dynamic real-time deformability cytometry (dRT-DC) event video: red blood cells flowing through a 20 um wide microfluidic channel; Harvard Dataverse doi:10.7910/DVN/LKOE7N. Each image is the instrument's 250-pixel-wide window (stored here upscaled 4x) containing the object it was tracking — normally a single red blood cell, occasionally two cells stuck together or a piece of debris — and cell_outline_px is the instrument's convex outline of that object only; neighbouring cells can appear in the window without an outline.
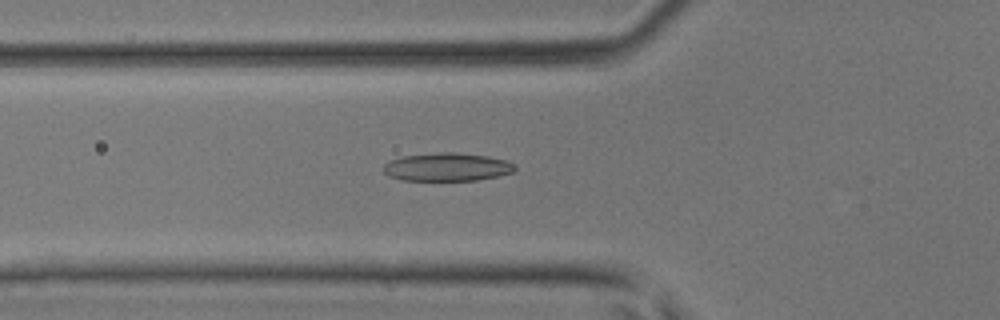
{"species": "common noctule bat (a hibernating species)", "species_latin": "Nyctalus noctula", "temperature_condition": "room temperature", "stored_images_in_passage": 32, "segment_of_instrument_passage": [1, 2], "camera_frame_rate_fps": 3000, "um_per_image_px": 0.085, "animal": {"sex": "male", "body_mass_g": 17.9, "forearm_length_mm": 54.2}, "frame": {"image": 1, "passage_image": 6, "time_ms": 1.667, "image_size_px": [1000, 320], "cell_outline_px": [[516, 168], [512, 172], [496, 176], [476, 180], [404, 180], [388, 176], [384, 172], [384, 164], [388, 160], [400, 156], [444, 152], [456, 152], [488, 156], [508, 160], [516, 164]], "centroid_in_image_um": [38.0, 14.18], "position_along_channel_um": 87.8, "area_um2": 21.68}}
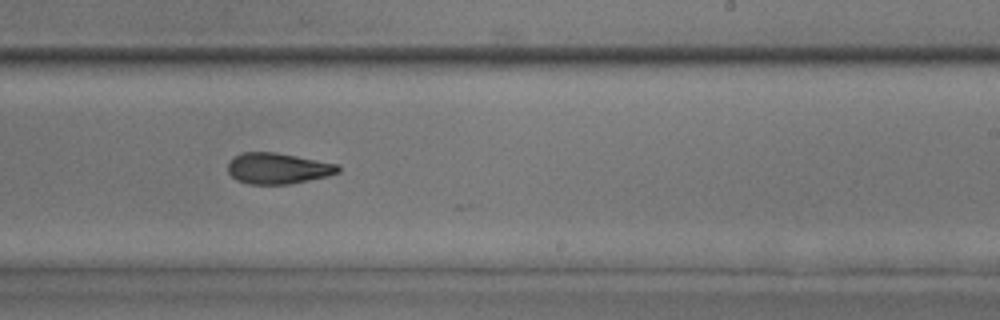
{"frame": {"image": 2, "passage_image": 18, "time_ms": 5.667, "image_size_px": [1000, 320], "cell_outline_px": [[340, 172], [328, 176], [288, 184], [248, 184], [236, 180], [228, 172], [228, 164], [236, 156], [244, 152], [276, 152], [340, 164]], "centroid_in_image_um": [23.65, 14.31], "position_along_channel_um": 265.3, "area_um2": 19.88}}
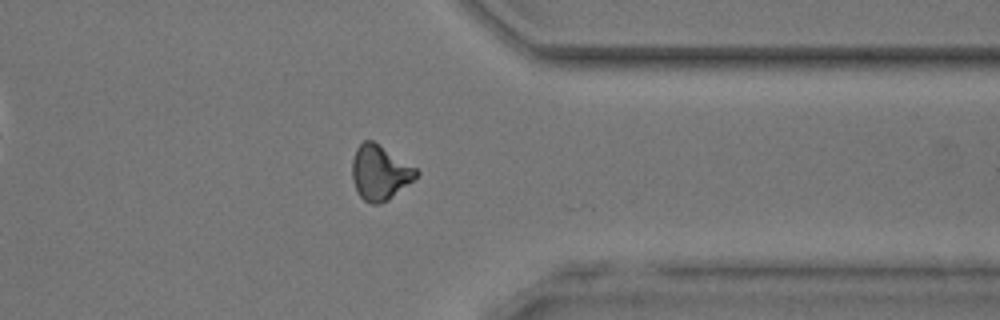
{"frame": {"image": 3, "passage_image": 26, "time_ms": 8.333, "image_size_px": [1000, 320], "cell_outline_px": [[420, 172], [412, 180], [388, 200], [380, 204], [372, 204], [364, 200], [360, 196], [352, 180], [352, 160], [356, 148], [364, 140], [372, 140], [416, 168]], "centroid_in_image_um": [32.25, 14.67], "position_along_channel_um": 379.1, "area_um2": 20.11}}